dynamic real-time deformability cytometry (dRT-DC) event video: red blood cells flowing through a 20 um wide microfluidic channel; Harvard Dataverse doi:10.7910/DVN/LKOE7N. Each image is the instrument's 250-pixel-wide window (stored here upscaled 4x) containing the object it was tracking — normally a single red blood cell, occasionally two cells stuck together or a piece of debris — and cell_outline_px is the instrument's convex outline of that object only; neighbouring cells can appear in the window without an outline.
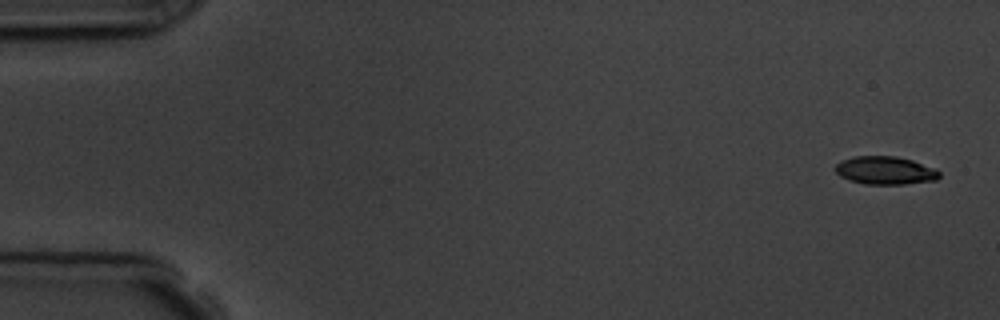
{"species": "common noctule bat (a hibernating species)", "species_latin": "Nyctalus noctula", "temperature_condition": "room temperature", "stored_images_in_passage": 5, "camera_frame_rate_fps": 3000, "um_per_image_px": 0.085, "animal": {"sex": "male", "body_mass_g": 19.5, "forearm_length_mm": 54.6}, "frame": {"image": 1, "passage_image": 1, "time_ms": 0.0, "image_size_px": [1000, 320], "cell_outline_px": [[940, 176], [936, 180], [904, 184], [864, 184], [848, 180], [840, 176], [832, 168], [840, 160], [852, 156], [896, 156], [912, 160], [936, 168], [940, 172]], "centroid_in_image_um": [75.21, 14.48], "position_along_channel_um": 9.8, "area_um2": 17.28}}
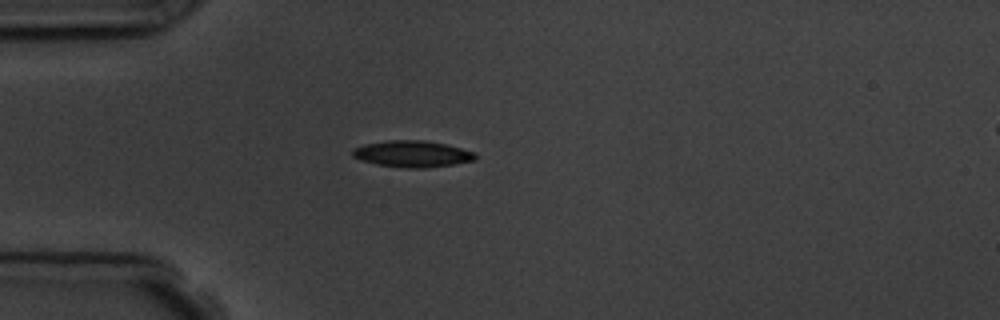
{"frame": {"image": 2, "passage_image": 4, "time_ms": 4.333, "image_size_px": [1000, 320], "cell_outline_px": [[476, 160], [452, 164], [424, 168], [408, 168], [376, 164], [360, 160], [352, 156], [352, 148], [364, 144], [388, 140], [424, 140], [448, 144], [476, 152]], "centroid_in_image_um": [35.04, 13.07], "position_along_channel_um": 50.0, "area_um2": 19.07}}